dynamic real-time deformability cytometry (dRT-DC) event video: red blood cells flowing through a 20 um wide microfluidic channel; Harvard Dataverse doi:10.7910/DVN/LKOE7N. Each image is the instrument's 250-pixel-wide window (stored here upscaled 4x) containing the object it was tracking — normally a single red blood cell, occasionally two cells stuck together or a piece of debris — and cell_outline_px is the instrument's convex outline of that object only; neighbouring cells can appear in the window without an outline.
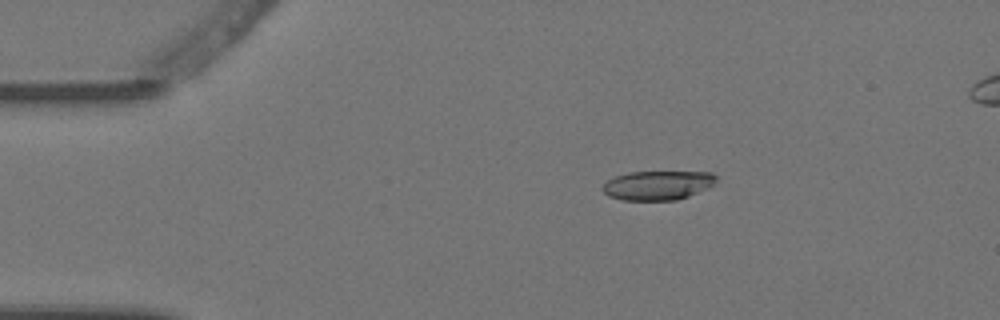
{"species": "Egyptian fruit bat (a non-hibernating species)", "species_latin": "Rousettus aegyptiacus", "temperature_condition": "warm", "stored_images_in_passage": 5, "camera_frame_rate_fps": 3000, "um_per_image_px": 0.085, "animal": {"sex": "female"}, "frame": {"image": 1, "passage_image": 3, "time_ms": 0.667, "image_size_px": [1000, 320], "cell_outline_px": [[716, 180], [708, 188], [688, 196], [676, 200], [624, 200], [608, 196], [600, 188], [608, 180], [616, 176], [628, 172], [712, 172], [716, 176]], "centroid_in_image_um": [55.89, 15.75], "position_along_channel_um": 29.1, "area_um2": 19.25}}